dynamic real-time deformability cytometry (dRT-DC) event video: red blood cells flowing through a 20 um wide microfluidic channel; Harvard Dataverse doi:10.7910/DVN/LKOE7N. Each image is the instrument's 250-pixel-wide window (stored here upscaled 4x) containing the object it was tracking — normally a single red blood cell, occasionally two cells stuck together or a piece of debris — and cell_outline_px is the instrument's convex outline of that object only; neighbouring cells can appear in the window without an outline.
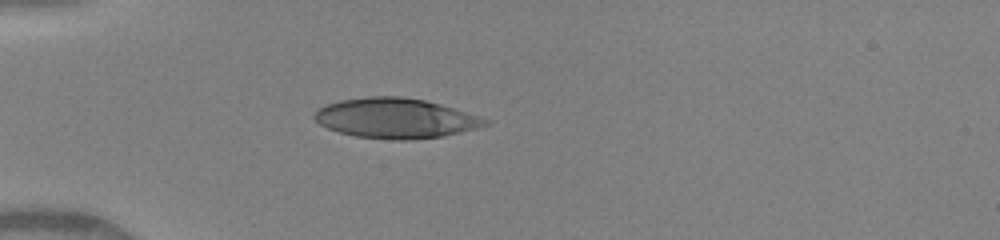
{"species": "human", "species_latin": "Homo sapiens", "temperature_condition": "warm", "stored_images_in_passage": 5, "camera_frame_rate_fps": 3000, "um_per_image_px": 0.085, "donor": {"sex": "female"}, "frame": {"image": 1, "passage_image": 1, "time_ms": 0.0, "image_size_px": [1000, 240], "cell_outline_px": [[492, 124], [444, 136], [412, 140], [396, 140], [356, 136], [340, 132], [328, 128], [320, 124], [312, 116], [320, 108], [328, 104], [340, 100], [372, 96], [400, 96], [424, 100], [440, 104], [492, 120]], "centroid_in_image_um": [33.67, 10.05], "position_along_channel_um": 51.3, "area_um2": 39.65}}
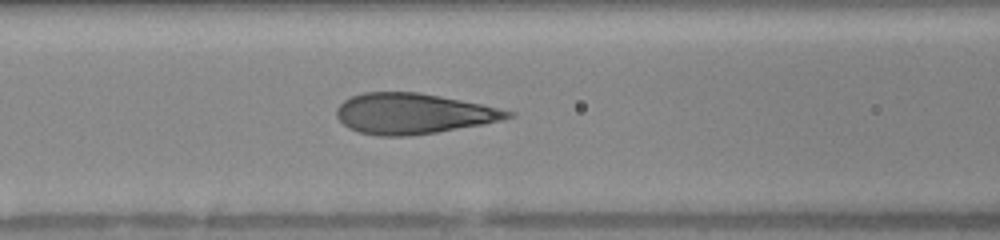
{"frame": {"image": 2, "passage_image": 4, "time_ms": 2.333, "image_size_px": [1000, 240], "cell_outline_px": [[516, 112], [512, 116], [500, 120], [484, 124], [436, 132], [408, 136], [380, 136], [360, 132], [348, 128], [336, 116], [336, 108], [344, 100], [352, 96], [364, 92], [420, 92], [480, 104]], "centroid_in_image_um": [35.09, 9.65], "position_along_channel_um": 131.5, "area_um2": 40.23}}